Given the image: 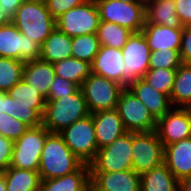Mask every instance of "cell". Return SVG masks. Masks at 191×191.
I'll return each instance as SVG.
<instances>
[{
  "instance_id": "cell-11",
  "label": "cell",
  "mask_w": 191,
  "mask_h": 191,
  "mask_svg": "<svg viewBox=\"0 0 191 191\" xmlns=\"http://www.w3.org/2000/svg\"><path fill=\"white\" fill-rule=\"evenodd\" d=\"M117 110L127 132L138 133L156 130L157 120L128 87L121 91Z\"/></svg>"
},
{
  "instance_id": "cell-16",
  "label": "cell",
  "mask_w": 191,
  "mask_h": 191,
  "mask_svg": "<svg viewBox=\"0 0 191 191\" xmlns=\"http://www.w3.org/2000/svg\"><path fill=\"white\" fill-rule=\"evenodd\" d=\"M123 63L122 49L101 46L91 64V72L124 87Z\"/></svg>"
},
{
  "instance_id": "cell-40",
  "label": "cell",
  "mask_w": 191,
  "mask_h": 191,
  "mask_svg": "<svg viewBox=\"0 0 191 191\" xmlns=\"http://www.w3.org/2000/svg\"><path fill=\"white\" fill-rule=\"evenodd\" d=\"M181 61L191 64V26H184L180 48Z\"/></svg>"
},
{
  "instance_id": "cell-9",
  "label": "cell",
  "mask_w": 191,
  "mask_h": 191,
  "mask_svg": "<svg viewBox=\"0 0 191 191\" xmlns=\"http://www.w3.org/2000/svg\"><path fill=\"white\" fill-rule=\"evenodd\" d=\"M132 167L142 174L164 163V145L156 130L132 133Z\"/></svg>"
},
{
  "instance_id": "cell-7",
  "label": "cell",
  "mask_w": 191,
  "mask_h": 191,
  "mask_svg": "<svg viewBox=\"0 0 191 191\" xmlns=\"http://www.w3.org/2000/svg\"><path fill=\"white\" fill-rule=\"evenodd\" d=\"M59 134L81 162L89 165L93 161L98 151V144L91 114L64 128Z\"/></svg>"
},
{
  "instance_id": "cell-28",
  "label": "cell",
  "mask_w": 191,
  "mask_h": 191,
  "mask_svg": "<svg viewBox=\"0 0 191 191\" xmlns=\"http://www.w3.org/2000/svg\"><path fill=\"white\" fill-rule=\"evenodd\" d=\"M56 76L67 79L82 86L83 81L91 74V64L71 57L53 63Z\"/></svg>"
},
{
  "instance_id": "cell-44",
  "label": "cell",
  "mask_w": 191,
  "mask_h": 191,
  "mask_svg": "<svg viewBox=\"0 0 191 191\" xmlns=\"http://www.w3.org/2000/svg\"><path fill=\"white\" fill-rule=\"evenodd\" d=\"M6 111V92H0V115Z\"/></svg>"
},
{
  "instance_id": "cell-15",
  "label": "cell",
  "mask_w": 191,
  "mask_h": 191,
  "mask_svg": "<svg viewBox=\"0 0 191 191\" xmlns=\"http://www.w3.org/2000/svg\"><path fill=\"white\" fill-rule=\"evenodd\" d=\"M91 191H140V174L133 169L90 172Z\"/></svg>"
},
{
  "instance_id": "cell-33",
  "label": "cell",
  "mask_w": 191,
  "mask_h": 191,
  "mask_svg": "<svg viewBox=\"0 0 191 191\" xmlns=\"http://www.w3.org/2000/svg\"><path fill=\"white\" fill-rule=\"evenodd\" d=\"M176 70L167 68L148 69L142 79L157 91L170 96Z\"/></svg>"
},
{
  "instance_id": "cell-25",
  "label": "cell",
  "mask_w": 191,
  "mask_h": 191,
  "mask_svg": "<svg viewBox=\"0 0 191 191\" xmlns=\"http://www.w3.org/2000/svg\"><path fill=\"white\" fill-rule=\"evenodd\" d=\"M140 191H179V181L162 163L140 174Z\"/></svg>"
},
{
  "instance_id": "cell-24",
  "label": "cell",
  "mask_w": 191,
  "mask_h": 191,
  "mask_svg": "<svg viewBox=\"0 0 191 191\" xmlns=\"http://www.w3.org/2000/svg\"><path fill=\"white\" fill-rule=\"evenodd\" d=\"M72 57V37L56 27L41 45L40 60L51 64Z\"/></svg>"
},
{
  "instance_id": "cell-38",
  "label": "cell",
  "mask_w": 191,
  "mask_h": 191,
  "mask_svg": "<svg viewBox=\"0 0 191 191\" xmlns=\"http://www.w3.org/2000/svg\"><path fill=\"white\" fill-rule=\"evenodd\" d=\"M85 1L87 0H45L44 2L49 13L56 20L66 11L82 5Z\"/></svg>"
},
{
  "instance_id": "cell-30",
  "label": "cell",
  "mask_w": 191,
  "mask_h": 191,
  "mask_svg": "<svg viewBox=\"0 0 191 191\" xmlns=\"http://www.w3.org/2000/svg\"><path fill=\"white\" fill-rule=\"evenodd\" d=\"M132 32L116 23L100 21L96 35L101 46L122 49Z\"/></svg>"
},
{
  "instance_id": "cell-43",
  "label": "cell",
  "mask_w": 191,
  "mask_h": 191,
  "mask_svg": "<svg viewBox=\"0 0 191 191\" xmlns=\"http://www.w3.org/2000/svg\"><path fill=\"white\" fill-rule=\"evenodd\" d=\"M179 191H191V175L179 181Z\"/></svg>"
},
{
  "instance_id": "cell-6",
  "label": "cell",
  "mask_w": 191,
  "mask_h": 191,
  "mask_svg": "<svg viewBox=\"0 0 191 191\" xmlns=\"http://www.w3.org/2000/svg\"><path fill=\"white\" fill-rule=\"evenodd\" d=\"M132 132H126L111 144L98 149L89 164L90 172H117L132 167Z\"/></svg>"
},
{
  "instance_id": "cell-34",
  "label": "cell",
  "mask_w": 191,
  "mask_h": 191,
  "mask_svg": "<svg viewBox=\"0 0 191 191\" xmlns=\"http://www.w3.org/2000/svg\"><path fill=\"white\" fill-rule=\"evenodd\" d=\"M8 115L18 119L29 128L42 125V117L31 106H22L6 92V111Z\"/></svg>"
},
{
  "instance_id": "cell-4",
  "label": "cell",
  "mask_w": 191,
  "mask_h": 191,
  "mask_svg": "<svg viewBox=\"0 0 191 191\" xmlns=\"http://www.w3.org/2000/svg\"><path fill=\"white\" fill-rule=\"evenodd\" d=\"M80 88L90 114L117 109L119 96L124 89L122 85L92 72Z\"/></svg>"
},
{
  "instance_id": "cell-17",
  "label": "cell",
  "mask_w": 191,
  "mask_h": 191,
  "mask_svg": "<svg viewBox=\"0 0 191 191\" xmlns=\"http://www.w3.org/2000/svg\"><path fill=\"white\" fill-rule=\"evenodd\" d=\"M91 115L98 149L111 144L127 132L117 109L99 111Z\"/></svg>"
},
{
  "instance_id": "cell-36",
  "label": "cell",
  "mask_w": 191,
  "mask_h": 191,
  "mask_svg": "<svg viewBox=\"0 0 191 191\" xmlns=\"http://www.w3.org/2000/svg\"><path fill=\"white\" fill-rule=\"evenodd\" d=\"M28 126L23 122L15 119L7 113L0 115V135L11 139L12 141L18 140L27 130Z\"/></svg>"
},
{
  "instance_id": "cell-14",
  "label": "cell",
  "mask_w": 191,
  "mask_h": 191,
  "mask_svg": "<svg viewBox=\"0 0 191 191\" xmlns=\"http://www.w3.org/2000/svg\"><path fill=\"white\" fill-rule=\"evenodd\" d=\"M156 132L164 147L191 137V111L172 107L157 120Z\"/></svg>"
},
{
  "instance_id": "cell-19",
  "label": "cell",
  "mask_w": 191,
  "mask_h": 191,
  "mask_svg": "<svg viewBox=\"0 0 191 191\" xmlns=\"http://www.w3.org/2000/svg\"><path fill=\"white\" fill-rule=\"evenodd\" d=\"M128 88L148 108L156 120L172 108L169 96L157 91L142 78L131 82Z\"/></svg>"
},
{
  "instance_id": "cell-2",
  "label": "cell",
  "mask_w": 191,
  "mask_h": 191,
  "mask_svg": "<svg viewBox=\"0 0 191 191\" xmlns=\"http://www.w3.org/2000/svg\"><path fill=\"white\" fill-rule=\"evenodd\" d=\"M90 115L81 88L70 96L46 99L42 125L50 133H59L74 122Z\"/></svg>"
},
{
  "instance_id": "cell-26",
  "label": "cell",
  "mask_w": 191,
  "mask_h": 191,
  "mask_svg": "<svg viewBox=\"0 0 191 191\" xmlns=\"http://www.w3.org/2000/svg\"><path fill=\"white\" fill-rule=\"evenodd\" d=\"M169 98L172 107H191V64L182 63L177 68Z\"/></svg>"
},
{
  "instance_id": "cell-21",
  "label": "cell",
  "mask_w": 191,
  "mask_h": 191,
  "mask_svg": "<svg viewBox=\"0 0 191 191\" xmlns=\"http://www.w3.org/2000/svg\"><path fill=\"white\" fill-rule=\"evenodd\" d=\"M39 191H91L90 167L83 164L73 173L41 180Z\"/></svg>"
},
{
  "instance_id": "cell-10",
  "label": "cell",
  "mask_w": 191,
  "mask_h": 191,
  "mask_svg": "<svg viewBox=\"0 0 191 191\" xmlns=\"http://www.w3.org/2000/svg\"><path fill=\"white\" fill-rule=\"evenodd\" d=\"M50 132L43 126L28 128L14 142L10 167L38 171L41 152L47 135Z\"/></svg>"
},
{
  "instance_id": "cell-8",
  "label": "cell",
  "mask_w": 191,
  "mask_h": 191,
  "mask_svg": "<svg viewBox=\"0 0 191 191\" xmlns=\"http://www.w3.org/2000/svg\"><path fill=\"white\" fill-rule=\"evenodd\" d=\"M56 28L70 37L93 34L100 24L95 0H87L73 7L55 20Z\"/></svg>"
},
{
  "instance_id": "cell-13",
  "label": "cell",
  "mask_w": 191,
  "mask_h": 191,
  "mask_svg": "<svg viewBox=\"0 0 191 191\" xmlns=\"http://www.w3.org/2000/svg\"><path fill=\"white\" fill-rule=\"evenodd\" d=\"M151 50L142 32L132 33L122 48L124 88L143 78L149 69Z\"/></svg>"
},
{
  "instance_id": "cell-45",
  "label": "cell",
  "mask_w": 191,
  "mask_h": 191,
  "mask_svg": "<svg viewBox=\"0 0 191 191\" xmlns=\"http://www.w3.org/2000/svg\"><path fill=\"white\" fill-rule=\"evenodd\" d=\"M11 21L7 18V16L4 14L3 10L1 9L0 5V26L9 24Z\"/></svg>"
},
{
  "instance_id": "cell-20",
  "label": "cell",
  "mask_w": 191,
  "mask_h": 191,
  "mask_svg": "<svg viewBox=\"0 0 191 191\" xmlns=\"http://www.w3.org/2000/svg\"><path fill=\"white\" fill-rule=\"evenodd\" d=\"M151 51L180 50L183 28H170L158 24H145L141 31Z\"/></svg>"
},
{
  "instance_id": "cell-5",
  "label": "cell",
  "mask_w": 191,
  "mask_h": 191,
  "mask_svg": "<svg viewBox=\"0 0 191 191\" xmlns=\"http://www.w3.org/2000/svg\"><path fill=\"white\" fill-rule=\"evenodd\" d=\"M100 21L116 23L132 33L141 32L145 22V3H128L121 0H95Z\"/></svg>"
},
{
  "instance_id": "cell-1",
  "label": "cell",
  "mask_w": 191,
  "mask_h": 191,
  "mask_svg": "<svg viewBox=\"0 0 191 191\" xmlns=\"http://www.w3.org/2000/svg\"><path fill=\"white\" fill-rule=\"evenodd\" d=\"M83 164L72 153L59 133H49L47 135L41 152L38 169L41 180L73 173Z\"/></svg>"
},
{
  "instance_id": "cell-32",
  "label": "cell",
  "mask_w": 191,
  "mask_h": 191,
  "mask_svg": "<svg viewBox=\"0 0 191 191\" xmlns=\"http://www.w3.org/2000/svg\"><path fill=\"white\" fill-rule=\"evenodd\" d=\"M24 66L23 61L0 57V92H8L22 80Z\"/></svg>"
},
{
  "instance_id": "cell-18",
  "label": "cell",
  "mask_w": 191,
  "mask_h": 191,
  "mask_svg": "<svg viewBox=\"0 0 191 191\" xmlns=\"http://www.w3.org/2000/svg\"><path fill=\"white\" fill-rule=\"evenodd\" d=\"M164 164L181 181L191 175V137L164 147Z\"/></svg>"
},
{
  "instance_id": "cell-23",
  "label": "cell",
  "mask_w": 191,
  "mask_h": 191,
  "mask_svg": "<svg viewBox=\"0 0 191 191\" xmlns=\"http://www.w3.org/2000/svg\"><path fill=\"white\" fill-rule=\"evenodd\" d=\"M174 0H145V24H158L170 28H184L177 16Z\"/></svg>"
},
{
  "instance_id": "cell-47",
  "label": "cell",
  "mask_w": 191,
  "mask_h": 191,
  "mask_svg": "<svg viewBox=\"0 0 191 191\" xmlns=\"http://www.w3.org/2000/svg\"><path fill=\"white\" fill-rule=\"evenodd\" d=\"M121 1L128 3H145V0H121Z\"/></svg>"
},
{
  "instance_id": "cell-27",
  "label": "cell",
  "mask_w": 191,
  "mask_h": 191,
  "mask_svg": "<svg viewBox=\"0 0 191 191\" xmlns=\"http://www.w3.org/2000/svg\"><path fill=\"white\" fill-rule=\"evenodd\" d=\"M7 191H39L41 178L38 171L8 167L4 172Z\"/></svg>"
},
{
  "instance_id": "cell-37",
  "label": "cell",
  "mask_w": 191,
  "mask_h": 191,
  "mask_svg": "<svg viewBox=\"0 0 191 191\" xmlns=\"http://www.w3.org/2000/svg\"><path fill=\"white\" fill-rule=\"evenodd\" d=\"M80 87L70 80L56 76L52 82L46 99H60L74 94Z\"/></svg>"
},
{
  "instance_id": "cell-22",
  "label": "cell",
  "mask_w": 191,
  "mask_h": 191,
  "mask_svg": "<svg viewBox=\"0 0 191 191\" xmlns=\"http://www.w3.org/2000/svg\"><path fill=\"white\" fill-rule=\"evenodd\" d=\"M55 78L53 64L40 59L25 62L22 80L33 88H37L45 98L48 97L50 86Z\"/></svg>"
},
{
  "instance_id": "cell-42",
  "label": "cell",
  "mask_w": 191,
  "mask_h": 191,
  "mask_svg": "<svg viewBox=\"0 0 191 191\" xmlns=\"http://www.w3.org/2000/svg\"><path fill=\"white\" fill-rule=\"evenodd\" d=\"M24 1L25 0H0L1 9L10 21L14 18L17 9Z\"/></svg>"
},
{
  "instance_id": "cell-12",
  "label": "cell",
  "mask_w": 191,
  "mask_h": 191,
  "mask_svg": "<svg viewBox=\"0 0 191 191\" xmlns=\"http://www.w3.org/2000/svg\"><path fill=\"white\" fill-rule=\"evenodd\" d=\"M41 45L22 34L10 22L0 26V57L25 62L40 58Z\"/></svg>"
},
{
  "instance_id": "cell-3",
  "label": "cell",
  "mask_w": 191,
  "mask_h": 191,
  "mask_svg": "<svg viewBox=\"0 0 191 191\" xmlns=\"http://www.w3.org/2000/svg\"><path fill=\"white\" fill-rule=\"evenodd\" d=\"M11 22L22 34L40 45L56 27L55 19L41 0H25Z\"/></svg>"
},
{
  "instance_id": "cell-41",
  "label": "cell",
  "mask_w": 191,
  "mask_h": 191,
  "mask_svg": "<svg viewBox=\"0 0 191 191\" xmlns=\"http://www.w3.org/2000/svg\"><path fill=\"white\" fill-rule=\"evenodd\" d=\"M177 16L183 26H191V0H174Z\"/></svg>"
},
{
  "instance_id": "cell-35",
  "label": "cell",
  "mask_w": 191,
  "mask_h": 191,
  "mask_svg": "<svg viewBox=\"0 0 191 191\" xmlns=\"http://www.w3.org/2000/svg\"><path fill=\"white\" fill-rule=\"evenodd\" d=\"M179 51L170 49L151 51L149 69H177L182 64Z\"/></svg>"
},
{
  "instance_id": "cell-46",
  "label": "cell",
  "mask_w": 191,
  "mask_h": 191,
  "mask_svg": "<svg viewBox=\"0 0 191 191\" xmlns=\"http://www.w3.org/2000/svg\"><path fill=\"white\" fill-rule=\"evenodd\" d=\"M0 191H7L5 176L3 173L0 175Z\"/></svg>"
},
{
  "instance_id": "cell-39",
  "label": "cell",
  "mask_w": 191,
  "mask_h": 191,
  "mask_svg": "<svg viewBox=\"0 0 191 191\" xmlns=\"http://www.w3.org/2000/svg\"><path fill=\"white\" fill-rule=\"evenodd\" d=\"M14 141L0 135V171L3 173L11 165Z\"/></svg>"
},
{
  "instance_id": "cell-31",
  "label": "cell",
  "mask_w": 191,
  "mask_h": 191,
  "mask_svg": "<svg viewBox=\"0 0 191 191\" xmlns=\"http://www.w3.org/2000/svg\"><path fill=\"white\" fill-rule=\"evenodd\" d=\"M100 47L96 33L72 37V57L89 64L93 63Z\"/></svg>"
},
{
  "instance_id": "cell-29",
  "label": "cell",
  "mask_w": 191,
  "mask_h": 191,
  "mask_svg": "<svg viewBox=\"0 0 191 191\" xmlns=\"http://www.w3.org/2000/svg\"><path fill=\"white\" fill-rule=\"evenodd\" d=\"M19 105L31 106L42 118L45 112L46 98L29 84L20 80L7 92Z\"/></svg>"
}]
</instances>
